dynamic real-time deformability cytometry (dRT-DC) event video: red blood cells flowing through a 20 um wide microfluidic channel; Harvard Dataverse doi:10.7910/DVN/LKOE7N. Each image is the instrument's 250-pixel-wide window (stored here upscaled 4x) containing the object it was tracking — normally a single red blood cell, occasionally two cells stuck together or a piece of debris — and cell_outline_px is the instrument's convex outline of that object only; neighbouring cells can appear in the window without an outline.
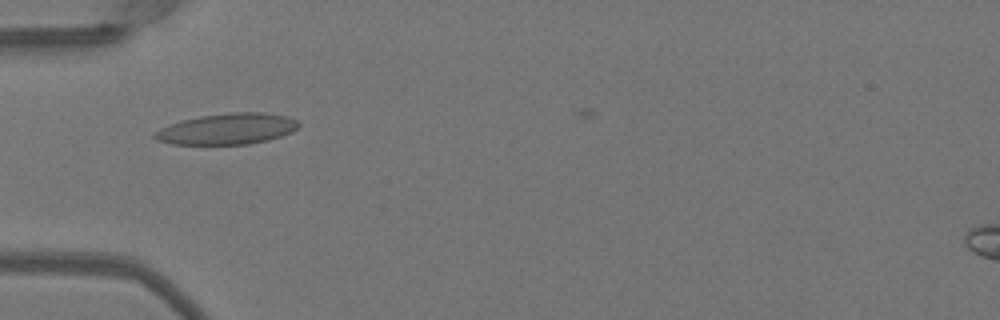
{"species": "Egyptian fruit bat (a non-hibernating species)", "species_latin": "Rousettus aegyptiacus", "temperature_condition": "warm", "stored_images_in_passage": 38, "camera_frame_rate_fps": 3000, "um_per_image_px": 0.085, "animal": {"sex": "female"}, "frame": {"image": 1, "passage_image": 4, "time_ms": 1.0, "image_size_px": [1000, 320], "cell_outline_px": [[300, 124], [292, 132], [268, 140], [248, 144], [172, 144], [156, 140], [152, 136], [160, 128], [168, 124], [180, 120], [200, 116], [232, 112], [264, 112], [288, 116], [296, 120]], "centroid_in_image_um": [19.3, 10.95], "position_along_channel_um": 65.7, "area_um2": 26.07}}
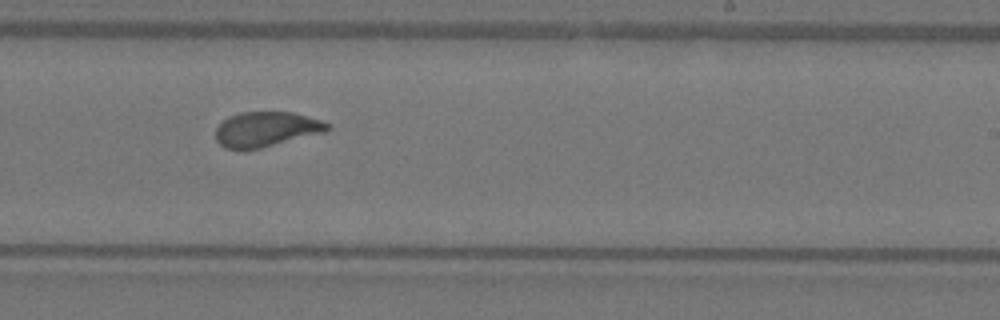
{"frame": {"image": 2, "passage_image": 19, "time_ms": 6.0, "image_size_px": [1000, 320], "cell_outline_px": [[332, 128], [328, 132], [244, 152], [236, 152], [224, 148], [216, 140], [216, 128], [228, 116], [240, 112], [292, 112], [320, 120], [328, 124]], "centroid_in_image_um": [22.6, 11.03], "position_along_channel_um": 266.4, "area_um2": 23.35}}
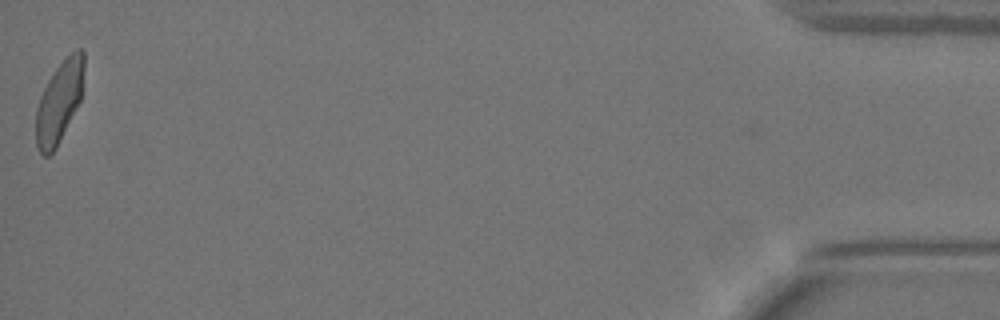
{"frame": {"image": 3, "passage_image": 38, "time_ms": 12.333, "image_size_px": [1000, 320], "cell_outline_px": [[84, 68], [80, 100], [56, 148], [48, 156], [44, 156], [40, 152], [36, 144], [36, 108], [40, 96], [52, 72], [76, 48], [80, 48], [84, 52]], "centroid_in_image_um": [5.02, 8.65], "position_along_channel_um": 430.2, "area_um2": 22.48}, "authors_computed_cell_mechanics": {"area_um2": 23.2356, "velocity_mm_per_s": 4.0327, "shape_relaxation_time_tau1_ms": 3.0952, "shape_relaxation_time_tau2_ms": 0.8742, "deformation_change_tau1": 0.1532, "deformation_change_tau2": 0.0414}}